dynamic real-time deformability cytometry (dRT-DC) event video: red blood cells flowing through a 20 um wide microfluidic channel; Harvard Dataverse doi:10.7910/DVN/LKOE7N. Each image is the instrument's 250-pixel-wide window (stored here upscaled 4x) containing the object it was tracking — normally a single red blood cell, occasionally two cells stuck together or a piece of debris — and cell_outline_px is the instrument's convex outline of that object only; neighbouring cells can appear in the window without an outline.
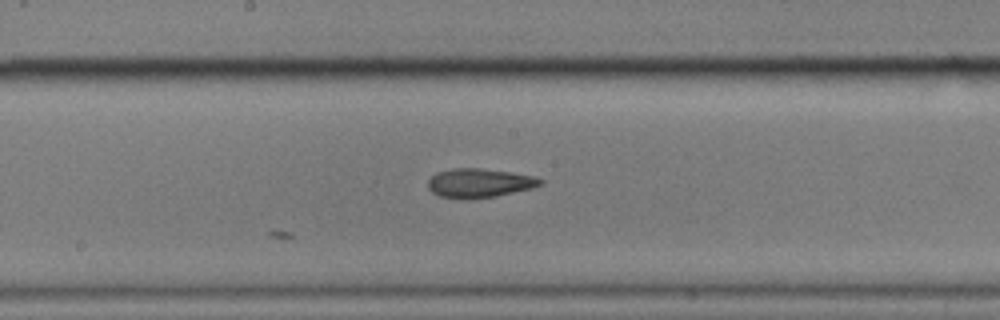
{"species": "common noctule bat (a hibernating species)", "species_latin": "Nyctalus noctula", "temperature_condition": "cold", "stored_images_in_passage": 30, "camera_frame_rate_fps": 3000, "um_per_image_px": 0.085, "animal": {"sex": "male", "body_mass_g": 17.9}, "frame": {"image": 1, "passage_image": 30, "time_ms": 9.667, "image_size_px": [1000, 320], "cell_outline_px": [[544, 184], [532, 188], [496, 196], [468, 200], [460, 200], [440, 196], [432, 192], [428, 188], [428, 180], [436, 172], [452, 168], [480, 168], [508, 172], [532, 176], [544, 180]], "centroid_in_image_um": [40.71, 15.57], "position_along_channel_um": 207.5, "area_um2": 19.19}}